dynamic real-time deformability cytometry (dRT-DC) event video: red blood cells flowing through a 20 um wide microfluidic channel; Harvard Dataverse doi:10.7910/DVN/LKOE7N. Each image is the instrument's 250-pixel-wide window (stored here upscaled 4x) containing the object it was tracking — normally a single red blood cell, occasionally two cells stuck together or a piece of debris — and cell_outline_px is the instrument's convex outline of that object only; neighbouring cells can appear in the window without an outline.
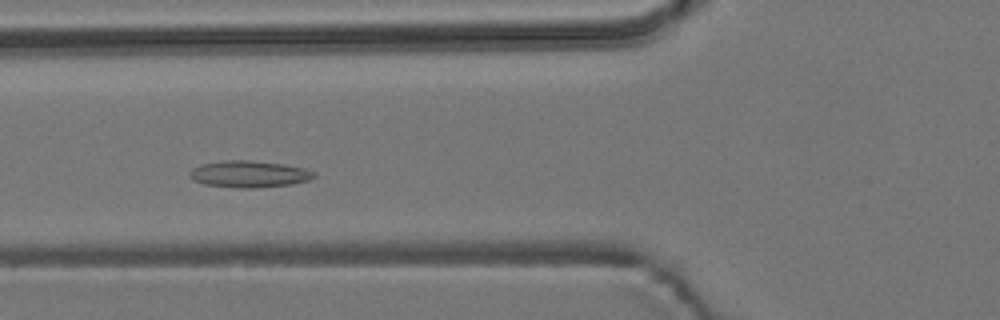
{"species": "common noctule bat (a hibernating species)", "species_latin": "Nyctalus noctula", "temperature_condition": "room temperature", "stored_images_in_passage": 8, "camera_frame_rate_fps": 3000, "um_per_image_px": 0.085, "animal": {"sex": "male", "body_mass_g": 19.2, "forearm_length_mm": 51.8}, "frame": {"image": 1, "passage_image": 5, "time_ms": 1.333, "image_size_px": [1000, 320], "cell_outline_px": [[316, 176], [308, 180], [292, 184], [256, 188], [236, 188], [204, 184], [192, 180], [188, 176], [192, 168], [200, 164], [224, 160], [252, 160], [284, 164], [304, 168], [316, 172]], "centroid_in_image_um": [21.15, 14.79], "position_along_channel_um": 104.6, "area_um2": 19.59}}
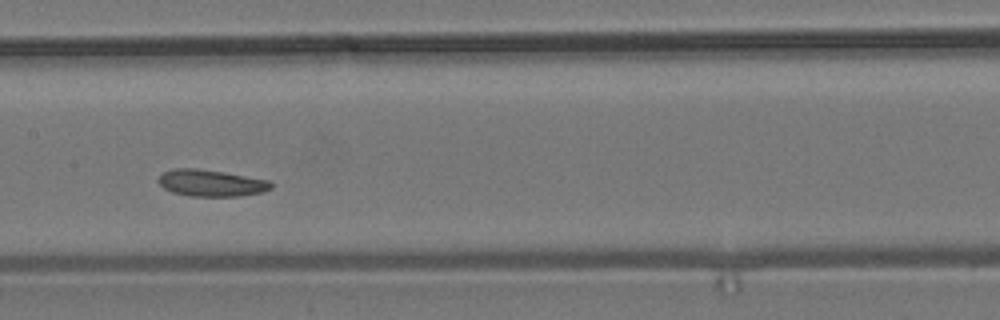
{"frame": {"image": 2, "passage_image": 7, "time_ms": 2.0, "image_size_px": [1000, 320], "cell_outline_px": [[272, 188], [260, 192], [240, 196], [188, 196], [172, 192], [164, 188], [156, 180], [164, 172], [172, 168], [196, 168], [224, 172], [268, 180], [272, 184]], "centroid_in_image_um": [17.9, 15.55], "position_along_channel_um": 189.5, "area_um2": 17.46}}
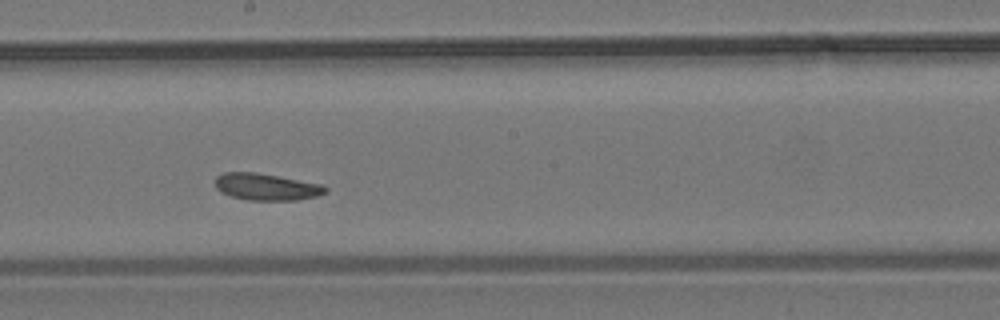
{"frame": {"image": 3, "passage_image": 8, "time_ms": 2.333, "image_size_px": [1000, 320], "cell_outline_px": [[328, 192], [316, 196], [296, 200], [248, 200], [232, 196], [220, 192], [216, 188], [216, 176], [224, 172], [256, 172], [324, 184], [328, 188]], "centroid_in_image_um": [22.67, 15.87], "position_along_channel_um": 225.5, "area_um2": 17.34}}